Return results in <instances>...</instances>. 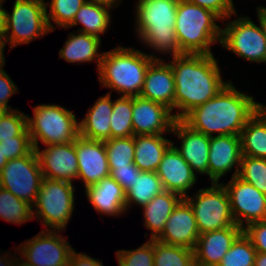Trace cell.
Segmentation results:
<instances>
[{
    "mask_svg": "<svg viewBox=\"0 0 266 266\" xmlns=\"http://www.w3.org/2000/svg\"><path fill=\"white\" fill-rule=\"evenodd\" d=\"M243 232L252 242L256 252L266 253V220L250 223Z\"/></svg>",
    "mask_w": 266,
    "mask_h": 266,
    "instance_id": "b9f144b4",
    "label": "cell"
},
{
    "mask_svg": "<svg viewBox=\"0 0 266 266\" xmlns=\"http://www.w3.org/2000/svg\"><path fill=\"white\" fill-rule=\"evenodd\" d=\"M67 39L59 50V58L73 64L96 61L98 71L103 56V52H99L101 38L81 32H70Z\"/></svg>",
    "mask_w": 266,
    "mask_h": 266,
    "instance_id": "d4e9b609",
    "label": "cell"
},
{
    "mask_svg": "<svg viewBox=\"0 0 266 266\" xmlns=\"http://www.w3.org/2000/svg\"><path fill=\"white\" fill-rule=\"evenodd\" d=\"M115 253L118 266H154V239L136 249H119Z\"/></svg>",
    "mask_w": 266,
    "mask_h": 266,
    "instance_id": "74e56055",
    "label": "cell"
},
{
    "mask_svg": "<svg viewBox=\"0 0 266 266\" xmlns=\"http://www.w3.org/2000/svg\"><path fill=\"white\" fill-rule=\"evenodd\" d=\"M0 5V45L5 47L6 35V14L5 9Z\"/></svg>",
    "mask_w": 266,
    "mask_h": 266,
    "instance_id": "bcb514c9",
    "label": "cell"
},
{
    "mask_svg": "<svg viewBox=\"0 0 266 266\" xmlns=\"http://www.w3.org/2000/svg\"><path fill=\"white\" fill-rule=\"evenodd\" d=\"M266 195V159L242 155L237 175Z\"/></svg>",
    "mask_w": 266,
    "mask_h": 266,
    "instance_id": "8d00e7d4",
    "label": "cell"
},
{
    "mask_svg": "<svg viewBox=\"0 0 266 266\" xmlns=\"http://www.w3.org/2000/svg\"><path fill=\"white\" fill-rule=\"evenodd\" d=\"M0 147L8 160L20 158L34 149L31 136H15L12 139L2 140Z\"/></svg>",
    "mask_w": 266,
    "mask_h": 266,
    "instance_id": "ab89813d",
    "label": "cell"
},
{
    "mask_svg": "<svg viewBox=\"0 0 266 266\" xmlns=\"http://www.w3.org/2000/svg\"><path fill=\"white\" fill-rule=\"evenodd\" d=\"M175 116L167 106L140 96H132V125L136 135L171 133Z\"/></svg>",
    "mask_w": 266,
    "mask_h": 266,
    "instance_id": "5bb4252c",
    "label": "cell"
},
{
    "mask_svg": "<svg viewBox=\"0 0 266 266\" xmlns=\"http://www.w3.org/2000/svg\"><path fill=\"white\" fill-rule=\"evenodd\" d=\"M241 157L240 135L211 136L208 154V176L211 183H219L232 169H235L232 177L237 176Z\"/></svg>",
    "mask_w": 266,
    "mask_h": 266,
    "instance_id": "2e32d148",
    "label": "cell"
},
{
    "mask_svg": "<svg viewBox=\"0 0 266 266\" xmlns=\"http://www.w3.org/2000/svg\"><path fill=\"white\" fill-rule=\"evenodd\" d=\"M111 93L97 99L85 117L79 121V135L92 140L106 141L110 139V116L113 109Z\"/></svg>",
    "mask_w": 266,
    "mask_h": 266,
    "instance_id": "cb8c5ba5",
    "label": "cell"
},
{
    "mask_svg": "<svg viewBox=\"0 0 266 266\" xmlns=\"http://www.w3.org/2000/svg\"><path fill=\"white\" fill-rule=\"evenodd\" d=\"M154 59L146 70L140 97L161 103L174 110L175 82L170 63Z\"/></svg>",
    "mask_w": 266,
    "mask_h": 266,
    "instance_id": "7402d4cb",
    "label": "cell"
},
{
    "mask_svg": "<svg viewBox=\"0 0 266 266\" xmlns=\"http://www.w3.org/2000/svg\"><path fill=\"white\" fill-rule=\"evenodd\" d=\"M6 0H0V5H2L3 3H5Z\"/></svg>",
    "mask_w": 266,
    "mask_h": 266,
    "instance_id": "9f6ffc18",
    "label": "cell"
},
{
    "mask_svg": "<svg viewBox=\"0 0 266 266\" xmlns=\"http://www.w3.org/2000/svg\"><path fill=\"white\" fill-rule=\"evenodd\" d=\"M86 198L96 212L105 216H123L126 212V196L121 185L111 176L86 187Z\"/></svg>",
    "mask_w": 266,
    "mask_h": 266,
    "instance_id": "603a6c76",
    "label": "cell"
},
{
    "mask_svg": "<svg viewBox=\"0 0 266 266\" xmlns=\"http://www.w3.org/2000/svg\"><path fill=\"white\" fill-rule=\"evenodd\" d=\"M164 191L163 184L156 172L141 171L133 184H130V189L125 193L126 213L132 204L143 207Z\"/></svg>",
    "mask_w": 266,
    "mask_h": 266,
    "instance_id": "f546056e",
    "label": "cell"
},
{
    "mask_svg": "<svg viewBox=\"0 0 266 266\" xmlns=\"http://www.w3.org/2000/svg\"><path fill=\"white\" fill-rule=\"evenodd\" d=\"M86 0H51L45 1L46 19L50 31L56 29L55 25L59 28H67ZM49 7V11H48ZM49 12V13H48ZM54 22L55 25H53Z\"/></svg>",
    "mask_w": 266,
    "mask_h": 266,
    "instance_id": "836d02e7",
    "label": "cell"
},
{
    "mask_svg": "<svg viewBox=\"0 0 266 266\" xmlns=\"http://www.w3.org/2000/svg\"><path fill=\"white\" fill-rule=\"evenodd\" d=\"M263 103L237 90L231 80L212 99L194 107L182 120L206 136L240 135L247 121Z\"/></svg>",
    "mask_w": 266,
    "mask_h": 266,
    "instance_id": "7a4b0ae2",
    "label": "cell"
},
{
    "mask_svg": "<svg viewBox=\"0 0 266 266\" xmlns=\"http://www.w3.org/2000/svg\"><path fill=\"white\" fill-rule=\"evenodd\" d=\"M7 162H8V159L3 154L1 147H0V173L2 171V168L6 165Z\"/></svg>",
    "mask_w": 266,
    "mask_h": 266,
    "instance_id": "816d5d0a",
    "label": "cell"
},
{
    "mask_svg": "<svg viewBox=\"0 0 266 266\" xmlns=\"http://www.w3.org/2000/svg\"><path fill=\"white\" fill-rule=\"evenodd\" d=\"M221 184L228 194L236 225L244 229L250 223L266 220V195L238 176Z\"/></svg>",
    "mask_w": 266,
    "mask_h": 266,
    "instance_id": "4fadbf2b",
    "label": "cell"
},
{
    "mask_svg": "<svg viewBox=\"0 0 266 266\" xmlns=\"http://www.w3.org/2000/svg\"><path fill=\"white\" fill-rule=\"evenodd\" d=\"M210 187L195 191L184 199L191 206L199 233L234 226L228 194L221 183H210Z\"/></svg>",
    "mask_w": 266,
    "mask_h": 266,
    "instance_id": "9c48e42d",
    "label": "cell"
},
{
    "mask_svg": "<svg viewBox=\"0 0 266 266\" xmlns=\"http://www.w3.org/2000/svg\"><path fill=\"white\" fill-rule=\"evenodd\" d=\"M111 8L96 4L90 1H85L84 4L77 11L72 23L65 28L70 29L71 27L82 25V28H78L77 32L94 35L101 38V34L106 33L110 26Z\"/></svg>",
    "mask_w": 266,
    "mask_h": 266,
    "instance_id": "f1b7e54d",
    "label": "cell"
},
{
    "mask_svg": "<svg viewBox=\"0 0 266 266\" xmlns=\"http://www.w3.org/2000/svg\"><path fill=\"white\" fill-rule=\"evenodd\" d=\"M259 7H260V21L262 23V29L266 40V7L261 5Z\"/></svg>",
    "mask_w": 266,
    "mask_h": 266,
    "instance_id": "f907efd6",
    "label": "cell"
},
{
    "mask_svg": "<svg viewBox=\"0 0 266 266\" xmlns=\"http://www.w3.org/2000/svg\"><path fill=\"white\" fill-rule=\"evenodd\" d=\"M154 59H163L133 47L118 45L104 52L98 69V82L120 96H139L146 70Z\"/></svg>",
    "mask_w": 266,
    "mask_h": 266,
    "instance_id": "277c9868",
    "label": "cell"
},
{
    "mask_svg": "<svg viewBox=\"0 0 266 266\" xmlns=\"http://www.w3.org/2000/svg\"><path fill=\"white\" fill-rule=\"evenodd\" d=\"M40 163L43 178L75 182L78 174V158L75 141L70 143L34 148Z\"/></svg>",
    "mask_w": 266,
    "mask_h": 266,
    "instance_id": "9a60e30c",
    "label": "cell"
},
{
    "mask_svg": "<svg viewBox=\"0 0 266 266\" xmlns=\"http://www.w3.org/2000/svg\"><path fill=\"white\" fill-rule=\"evenodd\" d=\"M75 150L78 158L77 180H82L84 189L110 176L104 141L79 135L75 140Z\"/></svg>",
    "mask_w": 266,
    "mask_h": 266,
    "instance_id": "e0dca14e",
    "label": "cell"
},
{
    "mask_svg": "<svg viewBox=\"0 0 266 266\" xmlns=\"http://www.w3.org/2000/svg\"><path fill=\"white\" fill-rule=\"evenodd\" d=\"M172 140L164 135L134 136V164L141 171L156 172L164 153L172 145Z\"/></svg>",
    "mask_w": 266,
    "mask_h": 266,
    "instance_id": "484cf974",
    "label": "cell"
},
{
    "mask_svg": "<svg viewBox=\"0 0 266 266\" xmlns=\"http://www.w3.org/2000/svg\"><path fill=\"white\" fill-rule=\"evenodd\" d=\"M240 139L242 155L266 159V104L247 121Z\"/></svg>",
    "mask_w": 266,
    "mask_h": 266,
    "instance_id": "83f0119b",
    "label": "cell"
},
{
    "mask_svg": "<svg viewBox=\"0 0 266 266\" xmlns=\"http://www.w3.org/2000/svg\"><path fill=\"white\" fill-rule=\"evenodd\" d=\"M18 85L13 82L8 73L3 69H0V107L9 110H15L8 105L9 98L18 92Z\"/></svg>",
    "mask_w": 266,
    "mask_h": 266,
    "instance_id": "7bdbcfd3",
    "label": "cell"
},
{
    "mask_svg": "<svg viewBox=\"0 0 266 266\" xmlns=\"http://www.w3.org/2000/svg\"><path fill=\"white\" fill-rule=\"evenodd\" d=\"M15 136H30L27 114L18 109L7 111L0 120V142Z\"/></svg>",
    "mask_w": 266,
    "mask_h": 266,
    "instance_id": "f35d334b",
    "label": "cell"
},
{
    "mask_svg": "<svg viewBox=\"0 0 266 266\" xmlns=\"http://www.w3.org/2000/svg\"><path fill=\"white\" fill-rule=\"evenodd\" d=\"M208 9L218 15L223 21L229 20L233 15L237 16L235 4L231 0H183Z\"/></svg>",
    "mask_w": 266,
    "mask_h": 266,
    "instance_id": "60d3db41",
    "label": "cell"
},
{
    "mask_svg": "<svg viewBox=\"0 0 266 266\" xmlns=\"http://www.w3.org/2000/svg\"><path fill=\"white\" fill-rule=\"evenodd\" d=\"M86 1H90L96 4H100V5H104L107 6L111 9L116 8L119 4H121L122 0H86Z\"/></svg>",
    "mask_w": 266,
    "mask_h": 266,
    "instance_id": "c3c4849f",
    "label": "cell"
},
{
    "mask_svg": "<svg viewBox=\"0 0 266 266\" xmlns=\"http://www.w3.org/2000/svg\"><path fill=\"white\" fill-rule=\"evenodd\" d=\"M169 63L175 82L176 119H182L194 107L215 97L229 83L222 78L214 54H183L172 57Z\"/></svg>",
    "mask_w": 266,
    "mask_h": 266,
    "instance_id": "6da1fadb",
    "label": "cell"
},
{
    "mask_svg": "<svg viewBox=\"0 0 266 266\" xmlns=\"http://www.w3.org/2000/svg\"><path fill=\"white\" fill-rule=\"evenodd\" d=\"M75 188L71 182L43 178L33 218L40 220L45 230L65 231L75 208Z\"/></svg>",
    "mask_w": 266,
    "mask_h": 266,
    "instance_id": "52a82bcc",
    "label": "cell"
},
{
    "mask_svg": "<svg viewBox=\"0 0 266 266\" xmlns=\"http://www.w3.org/2000/svg\"><path fill=\"white\" fill-rule=\"evenodd\" d=\"M179 0H137L136 37L145 46L171 57L183 55L176 38L175 25Z\"/></svg>",
    "mask_w": 266,
    "mask_h": 266,
    "instance_id": "3957f363",
    "label": "cell"
},
{
    "mask_svg": "<svg viewBox=\"0 0 266 266\" xmlns=\"http://www.w3.org/2000/svg\"><path fill=\"white\" fill-rule=\"evenodd\" d=\"M243 232L238 225L200 234L194 249L195 266H218L232 243Z\"/></svg>",
    "mask_w": 266,
    "mask_h": 266,
    "instance_id": "44dd1931",
    "label": "cell"
},
{
    "mask_svg": "<svg viewBox=\"0 0 266 266\" xmlns=\"http://www.w3.org/2000/svg\"><path fill=\"white\" fill-rule=\"evenodd\" d=\"M27 127L34 148L74 142L79 136V121L71 110L56 104L33 107V117L27 114Z\"/></svg>",
    "mask_w": 266,
    "mask_h": 266,
    "instance_id": "8992f818",
    "label": "cell"
},
{
    "mask_svg": "<svg viewBox=\"0 0 266 266\" xmlns=\"http://www.w3.org/2000/svg\"><path fill=\"white\" fill-rule=\"evenodd\" d=\"M256 9L259 25L245 15L223 23L226 27H222L220 45L246 61L260 64L266 63V40L260 21V7Z\"/></svg>",
    "mask_w": 266,
    "mask_h": 266,
    "instance_id": "30bf717a",
    "label": "cell"
},
{
    "mask_svg": "<svg viewBox=\"0 0 266 266\" xmlns=\"http://www.w3.org/2000/svg\"><path fill=\"white\" fill-rule=\"evenodd\" d=\"M256 253L252 242L242 232L232 243L218 266H254Z\"/></svg>",
    "mask_w": 266,
    "mask_h": 266,
    "instance_id": "d590c367",
    "label": "cell"
},
{
    "mask_svg": "<svg viewBox=\"0 0 266 266\" xmlns=\"http://www.w3.org/2000/svg\"><path fill=\"white\" fill-rule=\"evenodd\" d=\"M141 170L132 163L128 167L115 168L110 176L115 179L121 187L124 189L125 193L130 189V184H133L135 178L140 175Z\"/></svg>",
    "mask_w": 266,
    "mask_h": 266,
    "instance_id": "ee69618b",
    "label": "cell"
},
{
    "mask_svg": "<svg viewBox=\"0 0 266 266\" xmlns=\"http://www.w3.org/2000/svg\"><path fill=\"white\" fill-rule=\"evenodd\" d=\"M176 135L181 141L180 146L172 145L191 166L197 174L208 175V154L210 137L192 129L182 119H176L171 134Z\"/></svg>",
    "mask_w": 266,
    "mask_h": 266,
    "instance_id": "ffe728a7",
    "label": "cell"
},
{
    "mask_svg": "<svg viewBox=\"0 0 266 266\" xmlns=\"http://www.w3.org/2000/svg\"><path fill=\"white\" fill-rule=\"evenodd\" d=\"M182 199L179 194L164 191L141 208L144 215L143 225L151 230V240L162 233L168 217Z\"/></svg>",
    "mask_w": 266,
    "mask_h": 266,
    "instance_id": "4316f807",
    "label": "cell"
},
{
    "mask_svg": "<svg viewBox=\"0 0 266 266\" xmlns=\"http://www.w3.org/2000/svg\"><path fill=\"white\" fill-rule=\"evenodd\" d=\"M199 229L189 203L183 198L168 217L162 233L156 238L168 245H179L195 249Z\"/></svg>",
    "mask_w": 266,
    "mask_h": 266,
    "instance_id": "d6986e66",
    "label": "cell"
},
{
    "mask_svg": "<svg viewBox=\"0 0 266 266\" xmlns=\"http://www.w3.org/2000/svg\"><path fill=\"white\" fill-rule=\"evenodd\" d=\"M110 173L115 168L128 167L134 162V136L110 138L104 141Z\"/></svg>",
    "mask_w": 266,
    "mask_h": 266,
    "instance_id": "e575fe53",
    "label": "cell"
},
{
    "mask_svg": "<svg viewBox=\"0 0 266 266\" xmlns=\"http://www.w3.org/2000/svg\"><path fill=\"white\" fill-rule=\"evenodd\" d=\"M17 250L15 251L14 255L5 252L4 254L0 253V266H14V262L16 260ZM2 254V255H1ZM10 256V257H9Z\"/></svg>",
    "mask_w": 266,
    "mask_h": 266,
    "instance_id": "7dc6e473",
    "label": "cell"
},
{
    "mask_svg": "<svg viewBox=\"0 0 266 266\" xmlns=\"http://www.w3.org/2000/svg\"><path fill=\"white\" fill-rule=\"evenodd\" d=\"M4 46L0 45V69L2 67H4L5 63H6V60H5V56H4Z\"/></svg>",
    "mask_w": 266,
    "mask_h": 266,
    "instance_id": "f5cc1de1",
    "label": "cell"
},
{
    "mask_svg": "<svg viewBox=\"0 0 266 266\" xmlns=\"http://www.w3.org/2000/svg\"><path fill=\"white\" fill-rule=\"evenodd\" d=\"M223 21L214 12L183 0L178 1L175 33L183 54H213L211 46L220 43Z\"/></svg>",
    "mask_w": 266,
    "mask_h": 266,
    "instance_id": "5b68a950",
    "label": "cell"
},
{
    "mask_svg": "<svg viewBox=\"0 0 266 266\" xmlns=\"http://www.w3.org/2000/svg\"><path fill=\"white\" fill-rule=\"evenodd\" d=\"M156 174L165 191L179 194L182 198L189 195V190L193 189L198 179L191 166L173 145L164 153Z\"/></svg>",
    "mask_w": 266,
    "mask_h": 266,
    "instance_id": "ac0fdd59",
    "label": "cell"
},
{
    "mask_svg": "<svg viewBox=\"0 0 266 266\" xmlns=\"http://www.w3.org/2000/svg\"><path fill=\"white\" fill-rule=\"evenodd\" d=\"M154 266H195L194 250L154 239Z\"/></svg>",
    "mask_w": 266,
    "mask_h": 266,
    "instance_id": "d6a6232c",
    "label": "cell"
},
{
    "mask_svg": "<svg viewBox=\"0 0 266 266\" xmlns=\"http://www.w3.org/2000/svg\"><path fill=\"white\" fill-rule=\"evenodd\" d=\"M61 232L43 228L16 247L19 258L31 266H68L74 248L66 237L60 235Z\"/></svg>",
    "mask_w": 266,
    "mask_h": 266,
    "instance_id": "7c38bea8",
    "label": "cell"
},
{
    "mask_svg": "<svg viewBox=\"0 0 266 266\" xmlns=\"http://www.w3.org/2000/svg\"><path fill=\"white\" fill-rule=\"evenodd\" d=\"M8 110L6 108L0 107V120L1 118L4 116V114L7 112Z\"/></svg>",
    "mask_w": 266,
    "mask_h": 266,
    "instance_id": "11a10c76",
    "label": "cell"
},
{
    "mask_svg": "<svg viewBox=\"0 0 266 266\" xmlns=\"http://www.w3.org/2000/svg\"><path fill=\"white\" fill-rule=\"evenodd\" d=\"M42 180L43 174L35 149L20 158L8 160L0 173V187L32 206Z\"/></svg>",
    "mask_w": 266,
    "mask_h": 266,
    "instance_id": "8fae6325",
    "label": "cell"
},
{
    "mask_svg": "<svg viewBox=\"0 0 266 266\" xmlns=\"http://www.w3.org/2000/svg\"><path fill=\"white\" fill-rule=\"evenodd\" d=\"M14 266H31L27 263H25L22 259L19 258V256L16 258L14 262Z\"/></svg>",
    "mask_w": 266,
    "mask_h": 266,
    "instance_id": "db71d44e",
    "label": "cell"
},
{
    "mask_svg": "<svg viewBox=\"0 0 266 266\" xmlns=\"http://www.w3.org/2000/svg\"><path fill=\"white\" fill-rule=\"evenodd\" d=\"M134 136L132 125V96L113 100L110 116V138Z\"/></svg>",
    "mask_w": 266,
    "mask_h": 266,
    "instance_id": "1f68e13d",
    "label": "cell"
},
{
    "mask_svg": "<svg viewBox=\"0 0 266 266\" xmlns=\"http://www.w3.org/2000/svg\"><path fill=\"white\" fill-rule=\"evenodd\" d=\"M0 218L11 224H24L33 218V206L0 187Z\"/></svg>",
    "mask_w": 266,
    "mask_h": 266,
    "instance_id": "4dcf8cb0",
    "label": "cell"
},
{
    "mask_svg": "<svg viewBox=\"0 0 266 266\" xmlns=\"http://www.w3.org/2000/svg\"><path fill=\"white\" fill-rule=\"evenodd\" d=\"M254 266H266V253H256Z\"/></svg>",
    "mask_w": 266,
    "mask_h": 266,
    "instance_id": "681fc988",
    "label": "cell"
},
{
    "mask_svg": "<svg viewBox=\"0 0 266 266\" xmlns=\"http://www.w3.org/2000/svg\"><path fill=\"white\" fill-rule=\"evenodd\" d=\"M6 35L10 50L49 34L45 0H15L12 12L5 9Z\"/></svg>",
    "mask_w": 266,
    "mask_h": 266,
    "instance_id": "ba28073f",
    "label": "cell"
},
{
    "mask_svg": "<svg viewBox=\"0 0 266 266\" xmlns=\"http://www.w3.org/2000/svg\"><path fill=\"white\" fill-rule=\"evenodd\" d=\"M68 266H104L102 261L92 258L85 253L76 252L75 249L72 250Z\"/></svg>",
    "mask_w": 266,
    "mask_h": 266,
    "instance_id": "f6af8a7d",
    "label": "cell"
}]
</instances>
